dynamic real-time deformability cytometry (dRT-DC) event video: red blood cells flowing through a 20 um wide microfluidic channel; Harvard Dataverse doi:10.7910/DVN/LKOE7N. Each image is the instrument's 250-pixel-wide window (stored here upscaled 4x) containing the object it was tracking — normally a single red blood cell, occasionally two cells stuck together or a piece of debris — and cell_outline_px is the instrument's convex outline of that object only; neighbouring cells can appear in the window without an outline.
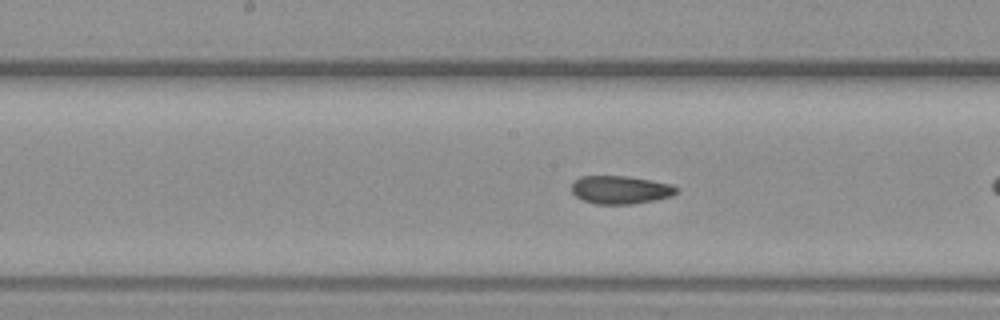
{"species": "common noctule bat (a hibernating species)", "species_latin": "Nyctalus noctula", "temperature_condition": "warm", "stored_images_in_passage": 38, "camera_frame_rate_fps": 3000, "um_per_image_px": 0.085, "animal": {"sex": "female", "body_mass_g": 19.3, "forearm_length_mm": 54.1}, "frame": {"image": 1, "passage_image": 12, "time_ms": 3.667, "image_size_px": [1000, 320], "cell_outline_px": [[680, 192], [672, 196], [632, 204], [596, 204], [584, 200], [576, 196], [572, 192], [572, 184], [580, 176], [628, 176], [652, 180], [668, 184], [680, 188]], "centroid_in_image_um": [52.77, 16.13], "position_along_channel_um": 195.4, "area_um2": 17.17}}
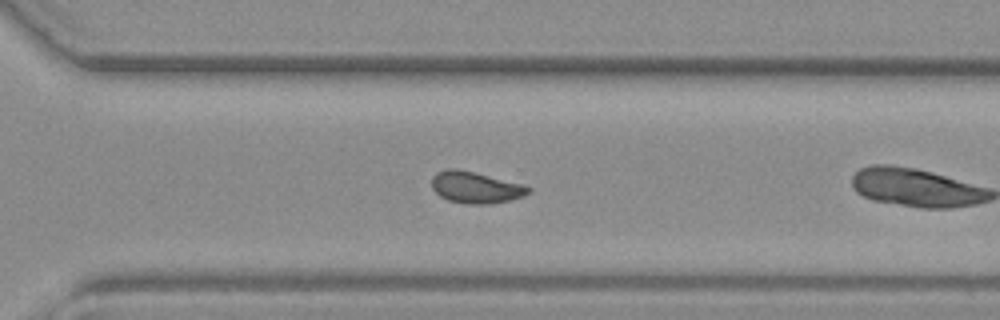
{"frame": {"image": 2, "passage_image": 22, "time_ms": 7.0, "image_size_px": [1000, 320], "cell_outline_px": [[532, 188], [524, 196], [492, 204], [468, 204], [448, 200], [440, 196], [432, 188], [432, 176], [436, 172], [448, 168], [456, 168], [524, 184]], "centroid_in_image_um": [40.41, 15.93], "position_along_channel_um": 330.2, "area_um2": 17.74}, "authors_computed_cell_mechanics": {"area_um2": 17.4845, "velocity_mm_per_s": 4.0473, "shape_relaxation_time_tau1_ms": null, "shape_relaxation_time_tau2_ms": 1.1663, "deformation_change_tau1": null, "deformation_change_tau2": 0.0403}}